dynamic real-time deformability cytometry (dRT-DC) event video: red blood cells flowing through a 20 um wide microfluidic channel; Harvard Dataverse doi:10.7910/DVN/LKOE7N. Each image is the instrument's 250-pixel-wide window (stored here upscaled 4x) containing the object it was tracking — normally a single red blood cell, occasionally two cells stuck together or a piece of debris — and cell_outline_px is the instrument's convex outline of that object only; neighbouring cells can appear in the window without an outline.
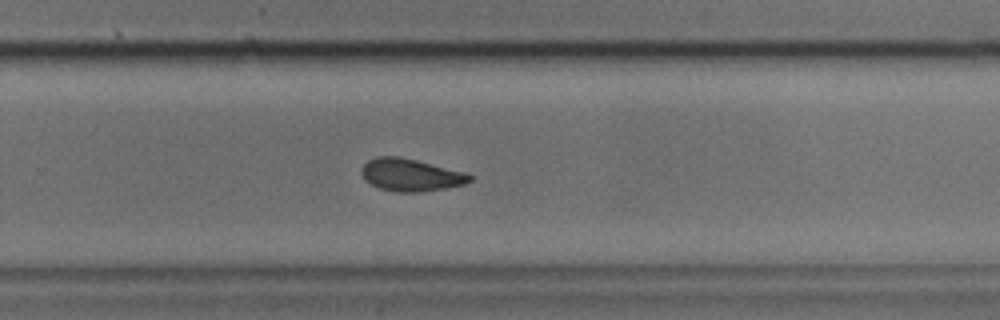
{"species": "common noctule bat (a hibernating species)", "species_latin": "Nyctalus noctula", "temperature_condition": "cold", "stored_images_in_passage": 32, "camera_frame_rate_fps": 3000, "um_per_image_px": 0.085, "animal": {"sex": "male", "body_mass_g": 17.9, "forearm_length_mm": 54.2}, "frame": {"image": 1, "passage_image": 19, "time_ms": 6.0, "image_size_px": [1000, 320], "cell_outline_px": [[472, 180], [464, 184], [444, 188], [416, 192], [396, 192], [380, 188], [364, 180], [360, 172], [364, 164], [368, 160], [376, 156], [400, 156], [464, 172], [472, 176]], "centroid_in_image_um": [34.87, 14.86], "position_along_channel_um": 294.9, "area_um2": 20.29}}
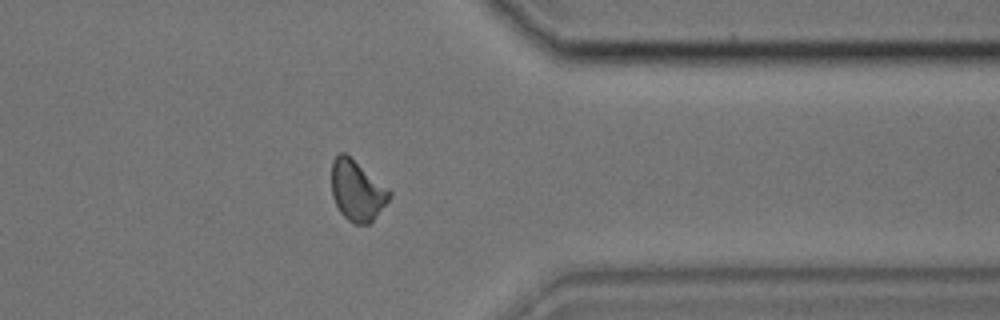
{"frame": {"image": 2, "passage_image": 25, "time_ms": 8.0, "image_size_px": [1000, 320], "cell_outline_px": [[392, 196], [372, 224], [352, 224], [340, 212], [332, 196], [332, 160], [340, 152], [344, 152], [392, 192]], "centroid_in_image_um": [30.36, 16.25], "position_along_channel_um": 381.0, "area_um2": 20.35}}
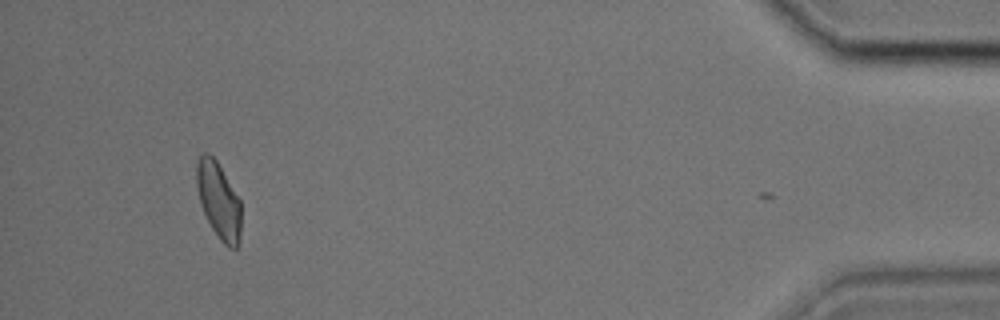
{"frame": {"image": 3, "passage_image": 31, "time_ms": 10.0, "image_size_px": [1000, 320], "cell_outline_px": [[240, 244], [236, 248], [228, 248], [220, 240], [212, 228], [200, 204], [196, 188], [196, 164], [200, 156], [204, 152], [208, 152], [216, 160], [240, 200]], "centroid_in_image_um": [18.57, 17.05], "position_along_channel_um": 416.6, "area_um2": 19.77}}